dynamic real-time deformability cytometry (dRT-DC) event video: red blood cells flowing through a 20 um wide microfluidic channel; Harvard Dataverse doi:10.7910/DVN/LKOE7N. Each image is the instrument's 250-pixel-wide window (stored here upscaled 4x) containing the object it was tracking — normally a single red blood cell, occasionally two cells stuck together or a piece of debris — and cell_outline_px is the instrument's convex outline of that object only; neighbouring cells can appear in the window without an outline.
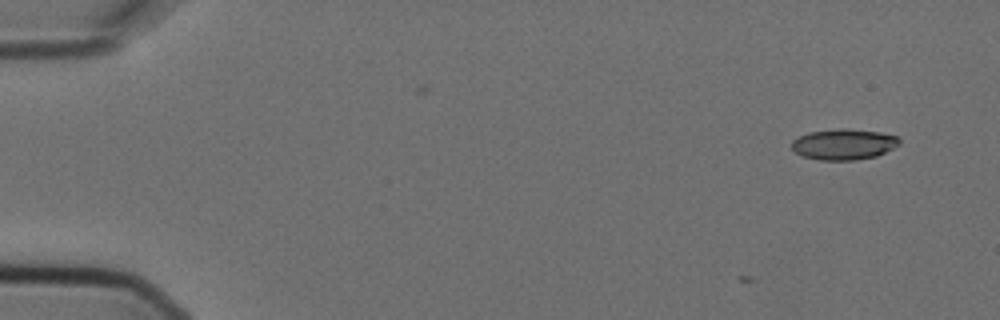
{"species": "Egyptian fruit bat (a non-hibernating species)", "species_latin": "Rousettus aegyptiacus", "temperature_condition": "cold", "stored_images_in_passage": 3, "camera_frame_rate_fps": 3000, "um_per_image_px": 0.085, "animal": {"sex": "female"}, "frame": {"image": 1, "passage_image": 1, "time_ms": 0.0, "image_size_px": [1000, 320], "cell_outline_px": [[900, 144], [876, 156], [856, 160], [820, 160], [804, 156], [796, 152], [792, 148], [792, 140], [808, 132], [840, 128], [844, 128], [880, 132], [896, 136], [900, 140]], "centroid_in_image_um": [71.72, 12.26], "position_along_channel_um": 13.3, "area_um2": 19.19}}